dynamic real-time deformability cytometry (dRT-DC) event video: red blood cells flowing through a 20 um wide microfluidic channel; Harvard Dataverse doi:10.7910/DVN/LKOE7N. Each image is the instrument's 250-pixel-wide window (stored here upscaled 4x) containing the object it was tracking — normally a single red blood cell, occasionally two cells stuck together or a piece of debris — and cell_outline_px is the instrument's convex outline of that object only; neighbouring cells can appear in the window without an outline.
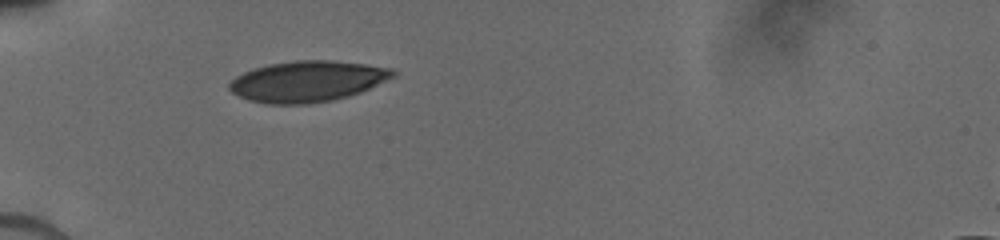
{"species": "human", "species_latin": "Homo sapiens", "temperature_condition": "cold", "stored_images_in_passage": 12, "camera_frame_rate_fps": 3000, "um_per_image_px": 0.085, "donor": {"sex": "male"}, "frame": {"image": 1, "passage_image": 1, "time_ms": 0.0, "image_size_px": [1000, 240], "cell_outline_px": [[396, 76], [360, 92], [348, 96], [332, 100], [308, 104], [268, 104], [248, 100], [232, 92], [228, 88], [228, 84], [236, 76], [244, 72], [268, 64], [296, 60], [332, 60], [364, 64], [392, 68], [396, 72]], "centroid_in_image_um": [26.13, 6.91], "position_along_channel_um": 58.9, "area_um2": 38.96}}
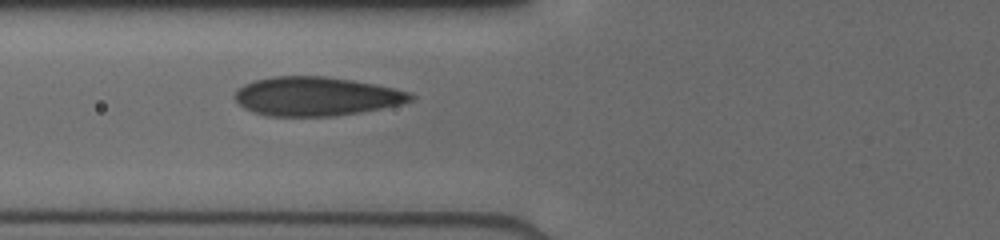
{"frame": {"image": 2, "passage_image": 11, "time_ms": 1.333, "image_size_px": [1000, 240], "cell_outline_px": [[416, 96], [412, 100], [400, 104], [360, 112], [332, 116], [268, 116], [252, 112], [244, 108], [232, 96], [236, 88], [252, 80], [272, 76], [324, 76], [352, 80], [376, 84], [396, 88], [412, 92]], "centroid_in_image_um": [26.84, 8.18], "position_along_channel_um": 99.0, "area_um2": 40.23}}